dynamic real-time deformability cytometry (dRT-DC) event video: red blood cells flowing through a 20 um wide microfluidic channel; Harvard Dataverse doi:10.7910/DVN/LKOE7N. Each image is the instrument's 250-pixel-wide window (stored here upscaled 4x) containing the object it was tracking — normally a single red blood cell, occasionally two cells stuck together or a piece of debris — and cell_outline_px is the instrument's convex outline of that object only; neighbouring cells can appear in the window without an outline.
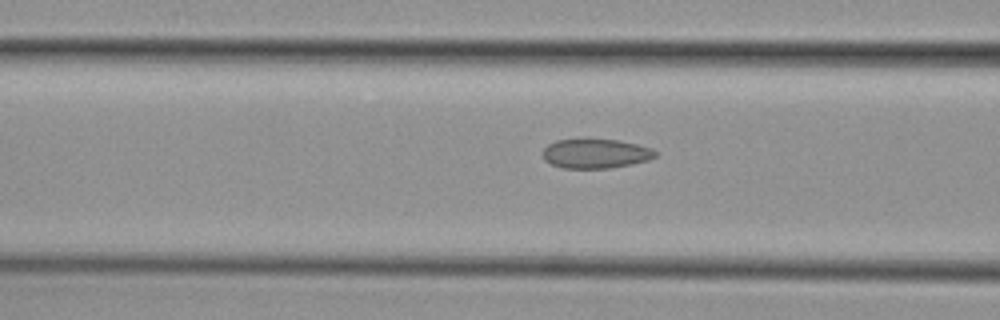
{"species": "common noctule bat (a hibernating species)", "species_latin": "Nyctalus noctula", "temperature_condition": "cold", "stored_images_in_passage": 22, "camera_frame_rate_fps": 3000, "um_per_image_px": 0.085, "animal": {"sex": "female", "body_mass_g": 29.2, "forearm_length_mm": 56.3}, "frame": {"image": 1, "passage_image": 16, "time_ms": 5.0, "image_size_px": [1000, 320], "cell_outline_px": [[656, 156], [648, 160], [632, 164], [608, 168], [564, 168], [552, 164], [544, 160], [540, 152], [548, 144], [556, 140], [620, 140], [652, 148], [656, 152]], "centroid_in_image_um": [50.6, 13.06], "position_along_channel_um": 116.0, "area_um2": 19.19}}
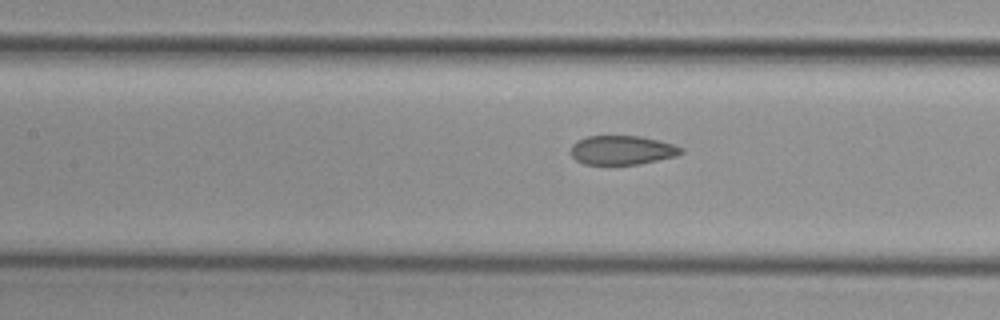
{"frame": {"image": 2, "passage_image": 19, "time_ms": 6.0, "image_size_px": [1000, 320], "cell_outline_px": [[684, 152], [676, 156], [640, 164], [584, 164], [576, 160], [572, 156], [572, 144], [576, 140], [588, 136], [640, 136], [660, 140], [684, 148]], "centroid_in_image_um": [52.9, 12.75], "position_along_channel_um": 154.5, "area_um2": 18.73}}